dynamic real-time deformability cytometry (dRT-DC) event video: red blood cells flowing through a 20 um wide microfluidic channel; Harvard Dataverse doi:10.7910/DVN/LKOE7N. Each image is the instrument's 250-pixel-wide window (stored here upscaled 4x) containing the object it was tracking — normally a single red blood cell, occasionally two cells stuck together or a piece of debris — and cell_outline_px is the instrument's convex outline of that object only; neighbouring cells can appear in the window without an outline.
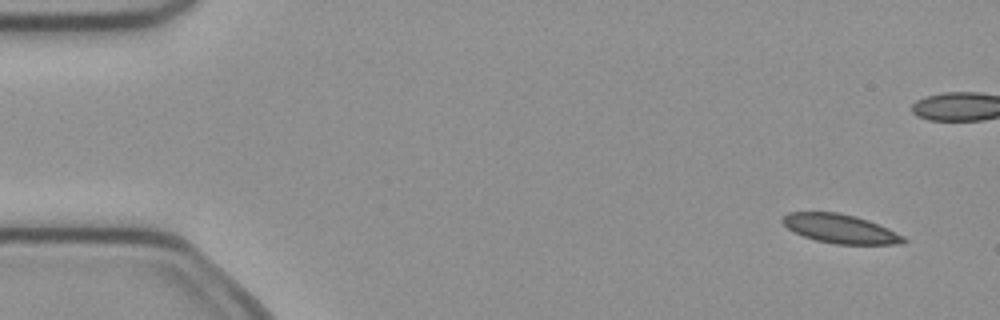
{"species": "common noctule bat (a hibernating species)", "species_latin": "Nyctalus noctula", "temperature_condition": "cold", "stored_images_in_passage": 5, "camera_frame_rate_fps": 3000, "um_per_image_px": 0.085, "animal": {"sex": "female", "body_mass_g": 21.9}, "frame": {"image": 1, "passage_image": 1, "time_ms": 0.0, "image_size_px": [1000, 320], "cell_outline_px": [[908, 240], [896, 244], [836, 244], [816, 240], [804, 236], [788, 228], [780, 220], [788, 212], [836, 212], [868, 220], [888, 228], [904, 236]], "centroid_in_image_um": [71.42, 19.44], "position_along_channel_um": 13.6, "area_um2": 20.11}}
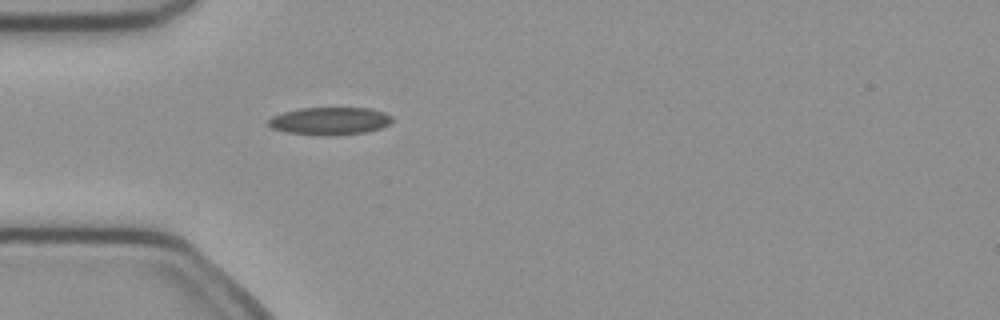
{"frame": {"image": 2, "passage_image": 5, "time_ms": 1.333, "image_size_px": [1000, 320], "cell_outline_px": [[392, 120], [388, 124], [380, 128], [364, 132], [332, 136], [320, 136], [284, 132], [272, 128], [268, 124], [268, 120], [272, 116], [284, 112], [300, 108], [372, 108], [384, 112], [392, 116]], "centroid_in_image_um": [28.01, 10.29], "position_along_channel_um": 57.0, "area_um2": 20.06}}